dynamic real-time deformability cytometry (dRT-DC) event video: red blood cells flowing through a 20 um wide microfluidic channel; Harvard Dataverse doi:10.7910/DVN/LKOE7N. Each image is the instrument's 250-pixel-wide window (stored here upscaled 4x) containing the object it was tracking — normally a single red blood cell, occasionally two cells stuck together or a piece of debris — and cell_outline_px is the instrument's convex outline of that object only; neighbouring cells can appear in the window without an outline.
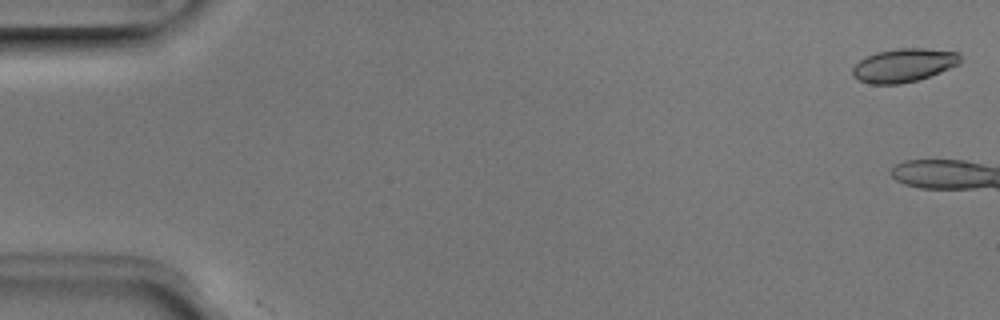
{"species": "Egyptian fruit bat (a non-hibernating species)", "species_latin": "Rousettus aegyptiacus", "temperature_condition": "room temperature", "stored_images_in_passage": 3, "camera_frame_rate_fps": 3000, "um_per_image_px": 0.085, "animal": {"sex": "male"}, "frame": {"image": 1, "passage_image": 1, "time_ms": 0.0, "image_size_px": [1000, 320], "cell_outline_px": [[960, 64], [940, 72], [916, 80], [900, 84], [872, 84], [860, 80], [852, 76], [852, 68], [860, 60], [876, 52], [896, 48], [924, 48], [960, 52]], "centroid_in_image_um": [76.83, 5.54], "position_along_channel_um": 8.2, "area_um2": 20.98}}